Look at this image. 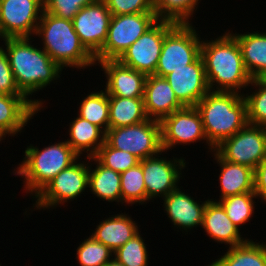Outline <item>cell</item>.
<instances>
[{
    "label": "cell",
    "mask_w": 266,
    "mask_h": 266,
    "mask_svg": "<svg viewBox=\"0 0 266 266\" xmlns=\"http://www.w3.org/2000/svg\"><path fill=\"white\" fill-rule=\"evenodd\" d=\"M201 56L210 91L239 93L251 83L239 43L230 31L216 40H202Z\"/></svg>",
    "instance_id": "cell-1"
},
{
    "label": "cell",
    "mask_w": 266,
    "mask_h": 266,
    "mask_svg": "<svg viewBox=\"0 0 266 266\" xmlns=\"http://www.w3.org/2000/svg\"><path fill=\"white\" fill-rule=\"evenodd\" d=\"M30 39H3L17 88L27 99L57 80L62 72V68L43 49L31 45Z\"/></svg>",
    "instance_id": "cell-2"
},
{
    "label": "cell",
    "mask_w": 266,
    "mask_h": 266,
    "mask_svg": "<svg viewBox=\"0 0 266 266\" xmlns=\"http://www.w3.org/2000/svg\"><path fill=\"white\" fill-rule=\"evenodd\" d=\"M243 97L236 92L209 91L196 104L207 141L214 148L248 123Z\"/></svg>",
    "instance_id": "cell-3"
},
{
    "label": "cell",
    "mask_w": 266,
    "mask_h": 266,
    "mask_svg": "<svg viewBox=\"0 0 266 266\" xmlns=\"http://www.w3.org/2000/svg\"><path fill=\"white\" fill-rule=\"evenodd\" d=\"M35 34L42 35L43 50L62 69L96 64L94 56L80 42L72 20L43 11Z\"/></svg>",
    "instance_id": "cell-4"
},
{
    "label": "cell",
    "mask_w": 266,
    "mask_h": 266,
    "mask_svg": "<svg viewBox=\"0 0 266 266\" xmlns=\"http://www.w3.org/2000/svg\"><path fill=\"white\" fill-rule=\"evenodd\" d=\"M24 156L17 171H14L25 178L24 188L34 196L62 170L80 158L66 141L48 145L42 150L32 145L27 146Z\"/></svg>",
    "instance_id": "cell-5"
},
{
    "label": "cell",
    "mask_w": 266,
    "mask_h": 266,
    "mask_svg": "<svg viewBox=\"0 0 266 266\" xmlns=\"http://www.w3.org/2000/svg\"><path fill=\"white\" fill-rule=\"evenodd\" d=\"M199 38L192 24H175L165 34L154 75L165 77L193 63L201 55L202 41Z\"/></svg>",
    "instance_id": "cell-6"
},
{
    "label": "cell",
    "mask_w": 266,
    "mask_h": 266,
    "mask_svg": "<svg viewBox=\"0 0 266 266\" xmlns=\"http://www.w3.org/2000/svg\"><path fill=\"white\" fill-rule=\"evenodd\" d=\"M158 21L155 13H136L111 17L103 48L94 56L95 62L118 60L142 34Z\"/></svg>",
    "instance_id": "cell-7"
},
{
    "label": "cell",
    "mask_w": 266,
    "mask_h": 266,
    "mask_svg": "<svg viewBox=\"0 0 266 266\" xmlns=\"http://www.w3.org/2000/svg\"><path fill=\"white\" fill-rule=\"evenodd\" d=\"M105 141L113 148L127 151L140 160L163 151L160 121L147 119L136 125L109 128Z\"/></svg>",
    "instance_id": "cell-8"
},
{
    "label": "cell",
    "mask_w": 266,
    "mask_h": 266,
    "mask_svg": "<svg viewBox=\"0 0 266 266\" xmlns=\"http://www.w3.org/2000/svg\"><path fill=\"white\" fill-rule=\"evenodd\" d=\"M215 152L228 162L255 169L266 159V127L247 123L215 147Z\"/></svg>",
    "instance_id": "cell-9"
},
{
    "label": "cell",
    "mask_w": 266,
    "mask_h": 266,
    "mask_svg": "<svg viewBox=\"0 0 266 266\" xmlns=\"http://www.w3.org/2000/svg\"><path fill=\"white\" fill-rule=\"evenodd\" d=\"M77 159L72 165L62 170L35 196L37 209H47L59 205L68 200H74L88 188L89 163L84 161L77 163ZM85 163V164H84Z\"/></svg>",
    "instance_id": "cell-10"
},
{
    "label": "cell",
    "mask_w": 266,
    "mask_h": 266,
    "mask_svg": "<svg viewBox=\"0 0 266 266\" xmlns=\"http://www.w3.org/2000/svg\"><path fill=\"white\" fill-rule=\"evenodd\" d=\"M175 24L158 20L123 53L118 61L146 75H154L162 51L165 34Z\"/></svg>",
    "instance_id": "cell-11"
},
{
    "label": "cell",
    "mask_w": 266,
    "mask_h": 266,
    "mask_svg": "<svg viewBox=\"0 0 266 266\" xmlns=\"http://www.w3.org/2000/svg\"><path fill=\"white\" fill-rule=\"evenodd\" d=\"M43 11L44 0H0L2 39L35 35Z\"/></svg>",
    "instance_id": "cell-12"
},
{
    "label": "cell",
    "mask_w": 266,
    "mask_h": 266,
    "mask_svg": "<svg viewBox=\"0 0 266 266\" xmlns=\"http://www.w3.org/2000/svg\"><path fill=\"white\" fill-rule=\"evenodd\" d=\"M161 144L163 151L175 147V145L190 144L199 140H206L209 149L215 148L207 141L201 115L195 106H184L174 111L160 121Z\"/></svg>",
    "instance_id": "cell-13"
},
{
    "label": "cell",
    "mask_w": 266,
    "mask_h": 266,
    "mask_svg": "<svg viewBox=\"0 0 266 266\" xmlns=\"http://www.w3.org/2000/svg\"><path fill=\"white\" fill-rule=\"evenodd\" d=\"M111 17L105 2L97 0L81 8L72 20L80 42L93 56L106 42Z\"/></svg>",
    "instance_id": "cell-14"
},
{
    "label": "cell",
    "mask_w": 266,
    "mask_h": 266,
    "mask_svg": "<svg viewBox=\"0 0 266 266\" xmlns=\"http://www.w3.org/2000/svg\"><path fill=\"white\" fill-rule=\"evenodd\" d=\"M152 156L141 160L144 183L146 188V202L152 198L161 196L165 198L170 192L179 186L181 170L186 162L184 158L166 160L164 157ZM178 163V164H177Z\"/></svg>",
    "instance_id": "cell-15"
},
{
    "label": "cell",
    "mask_w": 266,
    "mask_h": 266,
    "mask_svg": "<svg viewBox=\"0 0 266 266\" xmlns=\"http://www.w3.org/2000/svg\"><path fill=\"white\" fill-rule=\"evenodd\" d=\"M183 106L196 104L210 91L205 66L200 55L193 63L174 70L164 77Z\"/></svg>",
    "instance_id": "cell-16"
},
{
    "label": "cell",
    "mask_w": 266,
    "mask_h": 266,
    "mask_svg": "<svg viewBox=\"0 0 266 266\" xmlns=\"http://www.w3.org/2000/svg\"><path fill=\"white\" fill-rule=\"evenodd\" d=\"M106 77L105 91L108 96L126 98L144 97L147 75L121 64L118 60L97 62Z\"/></svg>",
    "instance_id": "cell-17"
},
{
    "label": "cell",
    "mask_w": 266,
    "mask_h": 266,
    "mask_svg": "<svg viewBox=\"0 0 266 266\" xmlns=\"http://www.w3.org/2000/svg\"><path fill=\"white\" fill-rule=\"evenodd\" d=\"M42 101L24 95L0 94V136L21 133L30 119L42 108Z\"/></svg>",
    "instance_id": "cell-18"
},
{
    "label": "cell",
    "mask_w": 266,
    "mask_h": 266,
    "mask_svg": "<svg viewBox=\"0 0 266 266\" xmlns=\"http://www.w3.org/2000/svg\"><path fill=\"white\" fill-rule=\"evenodd\" d=\"M144 104L148 118L157 121L184 107L167 80L156 75H147Z\"/></svg>",
    "instance_id": "cell-19"
},
{
    "label": "cell",
    "mask_w": 266,
    "mask_h": 266,
    "mask_svg": "<svg viewBox=\"0 0 266 266\" xmlns=\"http://www.w3.org/2000/svg\"><path fill=\"white\" fill-rule=\"evenodd\" d=\"M209 200L207 199L200 205L193 197L182 192L179 187L163 199L165 211L173 225L182 227L186 231L197 225L202 226L204 209Z\"/></svg>",
    "instance_id": "cell-20"
},
{
    "label": "cell",
    "mask_w": 266,
    "mask_h": 266,
    "mask_svg": "<svg viewBox=\"0 0 266 266\" xmlns=\"http://www.w3.org/2000/svg\"><path fill=\"white\" fill-rule=\"evenodd\" d=\"M202 228L210 239L229 244V247L244 244L248 240L241 237L239 229L228 218L223 206L212 199L206 203Z\"/></svg>",
    "instance_id": "cell-21"
},
{
    "label": "cell",
    "mask_w": 266,
    "mask_h": 266,
    "mask_svg": "<svg viewBox=\"0 0 266 266\" xmlns=\"http://www.w3.org/2000/svg\"><path fill=\"white\" fill-rule=\"evenodd\" d=\"M215 160L221 166L219 181L221 198L254 192V169L249 166L235 164L224 160L215 150Z\"/></svg>",
    "instance_id": "cell-22"
},
{
    "label": "cell",
    "mask_w": 266,
    "mask_h": 266,
    "mask_svg": "<svg viewBox=\"0 0 266 266\" xmlns=\"http://www.w3.org/2000/svg\"><path fill=\"white\" fill-rule=\"evenodd\" d=\"M95 230L91 237L113 253L139 232L135 221L123 213L103 220Z\"/></svg>",
    "instance_id": "cell-23"
},
{
    "label": "cell",
    "mask_w": 266,
    "mask_h": 266,
    "mask_svg": "<svg viewBox=\"0 0 266 266\" xmlns=\"http://www.w3.org/2000/svg\"><path fill=\"white\" fill-rule=\"evenodd\" d=\"M238 41L244 66L252 79L266 71V32L232 34Z\"/></svg>",
    "instance_id": "cell-24"
},
{
    "label": "cell",
    "mask_w": 266,
    "mask_h": 266,
    "mask_svg": "<svg viewBox=\"0 0 266 266\" xmlns=\"http://www.w3.org/2000/svg\"><path fill=\"white\" fill-rule=\"evenodd\" d=\"M69 128L70 139L66 142L79 156L87 150L84 151L87 152V157H93L105 143L106 133L80 116L70 123Z\"/></svg>",
    "instance_id": "cell-25"
},
{
    "label": "cell",
    "mask_w": 266,
    "mask_h": 266,
    "mask_svg": "<svg viewBox=\"0 0 266 266\" xmlns=\"http://www.w3.org/2000/svg\"><path fill=\"white\" fill-rule=\"evenodd\" d=\"M147 119L144 97L109 96V128L136 125Z\"/></svg>",
    "instance_id": "cell-26"
},
{
    "label": "cell",
    "mask_w": 266,
    "mask_h": 266,
    "mask_svg": "<svg viewBox=\"0 0 266 266\" xmlns=\"http://www.w3.org/2000/svg\"><path fill=\"white\" fill-rule=\"evenodd\" d=\"M86 158L95 161L97 164L93 170L89 165L88 187L92 194L104 201L122 203L120 173L103 166L94 156Z\"/></svg>",
    "instance_id": "cell-27"
},
{
    "label": "cell",
    "mask_w": 266,
    "mask_h": 266,
    "mask_svg": "<svg viewBox=\"0 0 266 266\" xmlns=\"http://www.w3.org/2000/svg\"><path fill=\"white\" fill-rule=\"evenodd\" d=\"M208 266H266V244L247 240L229 247L228 251Z\"/></svg>",
    "instance_id": "cell-28"
},
{
    "label": "cell",
    "mask_w": 266,
    "mask_h": 266,
    "mask_svg": "<svg viewBox=\"0 0 266 266\" xmlns=\"http://www.w3.org/2000/svg\"><path fill=\"white\" fill-rule=\"evenodd\" d=\"M78 116L100 127L105 133L109 129V96L106 91L93 92L81 101Z\"/></svg>",
    "instance_id": "cell-29"
},
{
    "label": "cell",
    "mask_w": 266,
    "mask_h": 266,
    "mask_svg": "<svg viewBox=\"0 0 266 266\" xmlns=\"http://www.w3.org/2000/svg\"><path fill=\"white\" fill-rule=\"evenodd\" d=\"M199 0H153L154 13L158 20L174 24H189Z\"/></svg>",
    "instance_id": "cell-30"
},
{
    "label": "cell",
    "mask_w": 266,
    "mask_h": 266,
    "mask_svg": "<svg viewBox=\"0 0 266 266\" xmlns=\"http://www.w3.org/2000/svg\"><path fill=\"white\" fill-rule=\"evenodd\" d=\"M120 177L122 204L141 203L142 205L144 202L146 203V188L141 160L139 164L122 172Z\"/></svg>",
    "instance_id": "cell-31"
},
{
    "label": "cell",
    "mask_w": 266,
    "mask_h": 266,
    "mask_svg": "<svg viewBox=\"0 0 266 266\" xmlns=\"http://www.w3.org/2000/svg\"><path fill=\"white\" fill-rule=\"evenodd\" d=\"M257 198L254 192L228 196L218 202L223 206L228 218L239 229L241 224L246 223L254 213V200Z\"/></svg>",
    "instance_id": "cell-32"
},
{
    "label": "cell",
    "mask_w": 266,
    "mask_h": 266,
    "mask_svg": "<svg viewBox=\"0 0 266 266\" xmlns=\"http://www.w3.org/2000/svg\"><path fill=\"white\" fill-rule=\"evenodd\" d=\"M144 241L138 232L114 252V259L124 266H148V251Z\"/></svg>",
    "instance_id": "cell-33"
},
{
    "label": "cell",
    "mask_w": 266,
    "mask_h": 266,
    "mask_svg": "<svg viewBox=\"0 0 266 266\" xmlns=\"http://www.w3.org/2000/svg\"><path fill=\"white\" fill-rule=\"evenodd\" d=\"M103 165L115 172L122 173L140 163V159L127 151L111 147L106 141L94 155Z\"/></svg>",
    "instance_id": "cell-34"
},
{
    "label": "cell",
    "mask_w": 266,
    "mask_h": 266,
    "mask_svg": "<svg viewBox=\"0 0 266 266\" xmlns=\"http://www.w3.org/2000/svg\"><path fill=\"white\" fill-rule=\"evenodd\" d=\"M250 85L258 88L253 94H246L247 122L251 125L266 127V85L258 78L252 79Z\"/></svg>",
    "instance_id": "cell-35"
},
{
    "label": "cell",
    "mask_w": 266,
    "mask_h": 266,
    "mask_svg": "<svg viewBox=\"0 0 266 266\" xmlns=\"http://www.w3.org/2000/svg\"><path fill=\"white\" fill-rule=\"evenodd\" d=\"M112 253L107 246L90 236L77 248V259L81 266H104L111 260L110 257L113 258Z\"/></svg>",
    "instance_id": "cell-36"
},
{
    "label": "cell",
    "mask_w": 266,
    "mask_h": 266,
    "mask_svg": "<svg viewBox=\"0 0 266 266\" xmlns=\"http://www.w3.org/2000/svg\"><path fill=\"white\" fill-rule=\"evenodd\" d=\"M97 0H44V11L57 17L73 20L79 10Z\"/></svg>",
    "instance_id": "cell-37"
},
{
    "label": "cell",
    "mask_w": 266,
    "mask_h": 266,
    "mask_svg": "<svg viewBox=\"0 0 266 266\" xmlns=\"http://www.w3.org/2000/svg\"><path fill=\"white\" fill-rule=\"evenodd\" d=\"M112 16L154 13L153 0H103Z\"/></svg>",
    "instance_id": "cell-38"
},
{
    "label": "cell",
    "mask_w": 266,
    "mask_h": 266,
    "mask_svg": "<svg viewBox=\"0 0 266 266\" xmlns=\"http://www.w3.org/2000/svg\"><path fill=\"white\" fill-rule=\"evenodd\" d=\"M0 94L23 95L15 83L13 72L9 65V60L4 50L0 46Z\"/></svg>",
    "instance_id": "cell-39"
},
{
    "label": "cell",
    "mask_w": 266,
    "mask_h": 266,
    "mask_svg": "<svg viewBox=\"0 0 266 266\" xmlns=\"http://www.w3.org/2000/svg\"><path fill=\"white\" fill-rule=\"evenodd\" d=\"M254 193L266 202V159L254 169Z\"/></svg>",
    "instance_id": "cell-40"
},
{
    "label": "cell",
    "mask_w": 266,
    "mask_h": 266,
    "mask_svg": "<svg viewBox=\"0 0 266 266\" xmlns=\"http://www.w3.org/2000/svg\"><path fill=\"white\" fill-rule=\"evenodd\" d=\"M104 266H124L121 263H119L116 259L112 258L108 263H106Z\"/></svg>",
    "instance_id": "cell-41"
},
{
    "label": "cell",
    "mask_w": 266,
    "mask_h": 266,
    "mask_svg": "<svg viewBox=\"0 0 266 266\" xmlns=\"http://www.w3.org/2000/svg\"><path fill=\"white\" fill-rule=\"evenodd\" d=\"M258 79H259L264 85H266V71H265L263 74H261V75L258 77Z\"/></svg>",
    "instance_id": "cell-42"
}]
</instances>
